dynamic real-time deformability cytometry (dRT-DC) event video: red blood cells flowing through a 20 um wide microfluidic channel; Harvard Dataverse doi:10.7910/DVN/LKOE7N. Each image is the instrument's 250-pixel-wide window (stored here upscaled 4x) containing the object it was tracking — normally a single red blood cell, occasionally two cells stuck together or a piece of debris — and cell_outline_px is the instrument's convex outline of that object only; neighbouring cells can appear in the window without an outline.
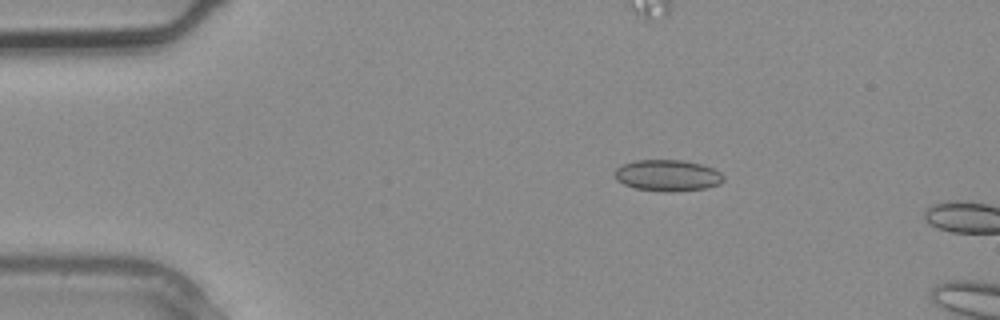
{"species": "common noctule bat (a hibernating species)", "species_latin": "Nyctalus noctula", "temperature_condition": "warm", "stored_images_in_passage": 3, "camera_frame_rate_fps": 3000, "um_per_image_px": 0.085, "animal": {"sex": "male", "body_mass_g": 20.4}, "frame": {"image": 1, "passage_image": 2, "time_ms": 0.333, "image_size_px": [1000, 320], "cell_outline_px": [[724, 180], [720, 184], [704, 188], [672, 192], [664, 192], [636, 188], [624, 184], [616, 180], [616, 168], [624, 164], [636, 160], [680, 160], [704, 164], [720, 172], [724, 176]], "centroid_in_image_um": [56.78, 14.91], "position_along_channel_um": 28.2, "area_um2": 19.83}}